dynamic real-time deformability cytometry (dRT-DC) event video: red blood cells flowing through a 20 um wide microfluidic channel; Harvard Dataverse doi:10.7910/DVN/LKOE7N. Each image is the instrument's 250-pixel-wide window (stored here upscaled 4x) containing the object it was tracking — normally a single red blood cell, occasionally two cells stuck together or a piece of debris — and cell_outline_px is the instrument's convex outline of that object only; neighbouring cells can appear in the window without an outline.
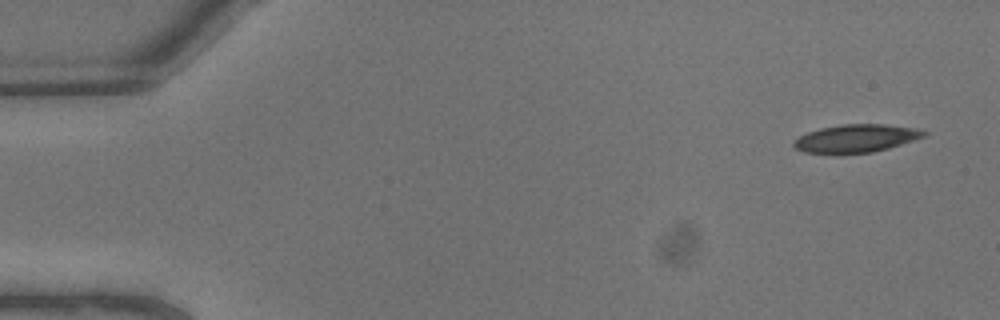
{"species": "common noctule bat (a hibernating species)", "species_latin": "Nyctalus noctula", "temperature_condition": "warm", "stored_images_in_passage": 6, "camera_frame_rate_fps": 3000, "um_per_image_px": 0.085, "animal": {"sex": "male", "body_mass_g": 13.3}, "frame": {"image": 1, "passage_image": 1, "time_ms": 0.0, "image_size_px": [1000, 320], "cell_outline_px": [[928, 132], [924, 136], [888, 148], [872, 152], [836, 156], [804, 152], [796, 148], [792, 144], [800, 136], [808, 132], [820, 128], [840, 124], [884, 124], [916, 128]], "centroid_in_image_um": [72.71, 11.79], "position_along_channel_um": 12.3, "area_um2": 21.56}}
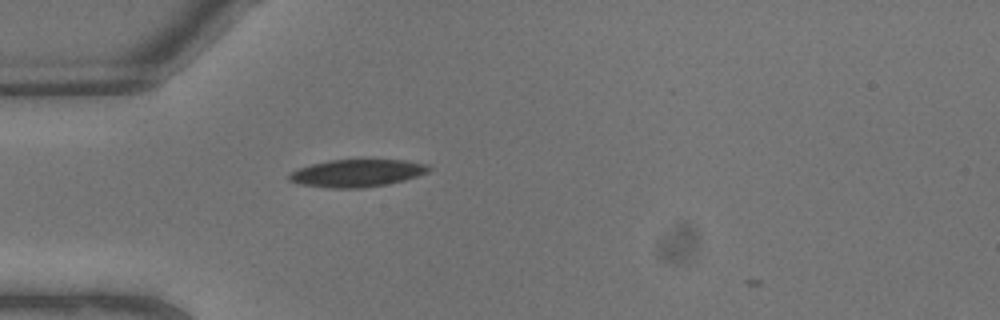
{"frame": {"image": 2, "passage_image": 6, "time_ms": 1.667, "image_size_px": [1000, 320], "cell_outline_px": [[432, 168], [428, 172], [404, 180], [364, 188], [328, 188], [300, 184], [288, 180], [288, 172], [312, 164], [328, 160], [404, 160], [428, 164]], "centroid_in_image_um": [30.32, 14.71], "position_along_channel_um": 54.7, "area_um2": 22.31}}